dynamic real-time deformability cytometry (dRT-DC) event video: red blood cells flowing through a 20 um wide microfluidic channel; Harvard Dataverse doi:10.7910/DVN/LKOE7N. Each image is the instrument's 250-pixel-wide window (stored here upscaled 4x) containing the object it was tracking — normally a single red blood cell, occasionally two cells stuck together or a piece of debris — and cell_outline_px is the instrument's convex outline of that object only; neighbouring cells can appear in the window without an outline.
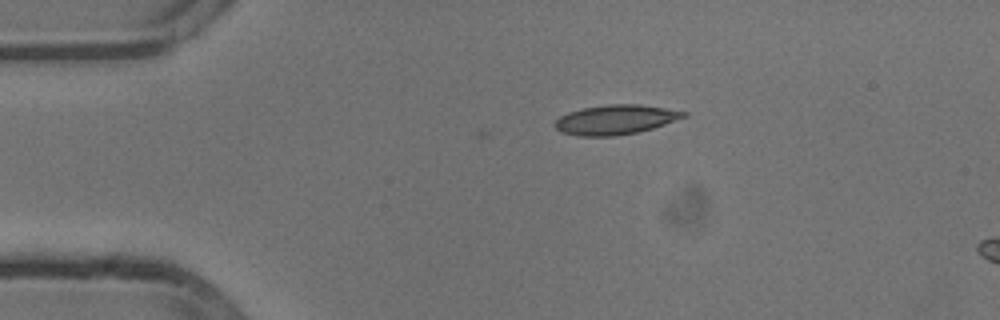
{"species": "common noctule bat (a hibernating species)", "species_latin": "Nyctalus noctula", "temperature_condition": "cold", "stored_images_in_passage": 3, "camera_frame_rate_fps": 3000, "um_per_image_px": 0.085, "animal": {"sex": "male", "body_mass_g": 13.3}, "frame": {"image": 1, "passage_image": 3, "time_ms": 0.667, "image_size_px": [1000, 320], "cell_outline_px": [[688, 116], [640, 132], [616, 136], [580, 136], [560, 132], [556, 128], [556, 120], [560, 116], [568, 112], [584, 108], [608, 104], [640, 104], [688, 112]], "centroid_in_image_um": [52.33, 10.17], "position_along_channel_um": 32.7, "area_um2": 22.14}}